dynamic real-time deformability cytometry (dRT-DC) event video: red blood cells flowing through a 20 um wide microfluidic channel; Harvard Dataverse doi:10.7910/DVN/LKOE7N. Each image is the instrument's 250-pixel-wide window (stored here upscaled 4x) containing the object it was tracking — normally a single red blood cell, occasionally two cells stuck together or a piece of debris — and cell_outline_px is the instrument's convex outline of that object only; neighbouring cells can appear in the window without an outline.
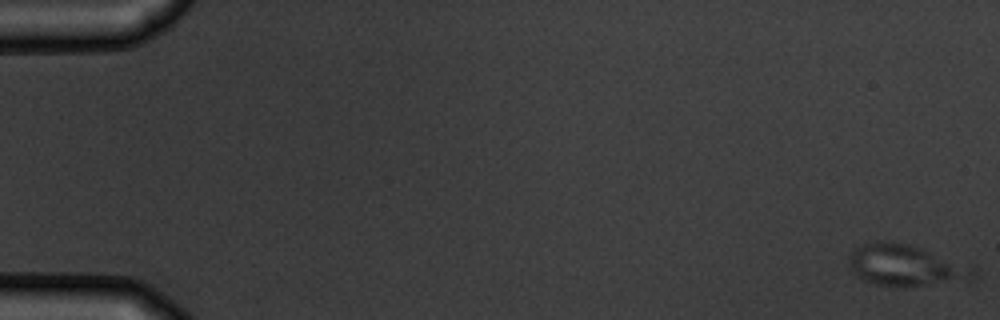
{"species": "common noctule bat (a hibernating species)", "species_latin": "Nyctalus noctula", "temperature_condition": "warm", "stored_images_in_passage": 9, "camera_frame_rate_fps": 3000, "um_per_image_px": 0.085, "animal": {"sex": "male", "body_mass_g": 19.5, "forearm_length_mm": 54.6}, "frame": {"image": 1, "passage_image": 1, "time_ms": 0.0, "image_size_px": [1000, 320], "cell_outline_px": [[956, 272], [952, 276], [928, 284], [876, 284], [864, 280], [856, 276], [852, 272], [852, 252], [856, 248], [864, 244], [908, 244], [920, 248], [948, 264]], "centroid_in_image_um": [76.34, 22.52], "position_along_channel_um": 8.7, "area_um2": 23.99}}
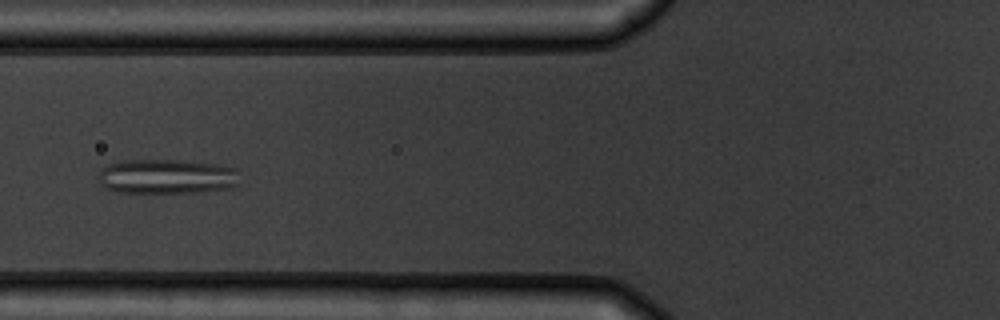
{"frame": {"image": 2, "passage_image": 6, "time_ms": 7.0, "image_size_px": [1000, 320], "cell_outline_px": [[240, 184], [228, 188], [196, 192], [120, 192], [104, 188], [96, 176], [100, 168], [108, 164], [124, 160], [172, 160], [212, 164], [236, 168]], "centroid_in_image_um": [14.12, 15.0], "position_along_channel_um": 111.7, "area_um2": 28.5}}
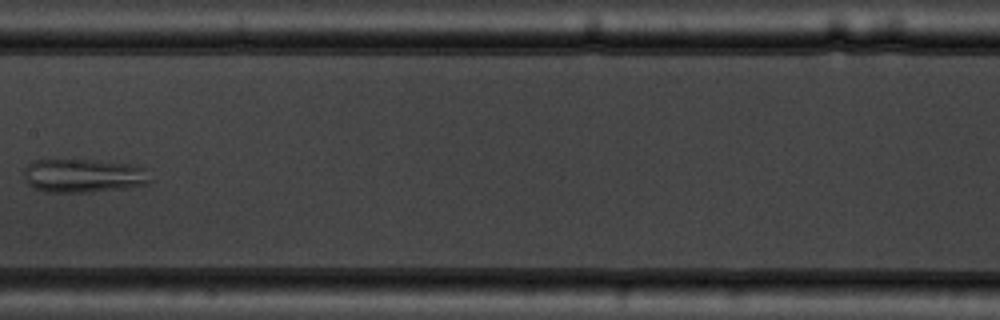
{"frame": {"image": 3, "passage_image": 8, "time_ms": 9.333, "image_size_px": [1000, 320], "cell_outline_px": [[152, 180], [148, 184], [128, 188], [88, 192], [44, 192], [32, 188], [28, 184], [24, 176], [24, 168], [32, 160], [96, 160], [132, 164], [144, 168]], "centroid_in_image_um": [7.09, 14.94], "position_along_channel_um": 200.3, "area_um2": 25.09}}